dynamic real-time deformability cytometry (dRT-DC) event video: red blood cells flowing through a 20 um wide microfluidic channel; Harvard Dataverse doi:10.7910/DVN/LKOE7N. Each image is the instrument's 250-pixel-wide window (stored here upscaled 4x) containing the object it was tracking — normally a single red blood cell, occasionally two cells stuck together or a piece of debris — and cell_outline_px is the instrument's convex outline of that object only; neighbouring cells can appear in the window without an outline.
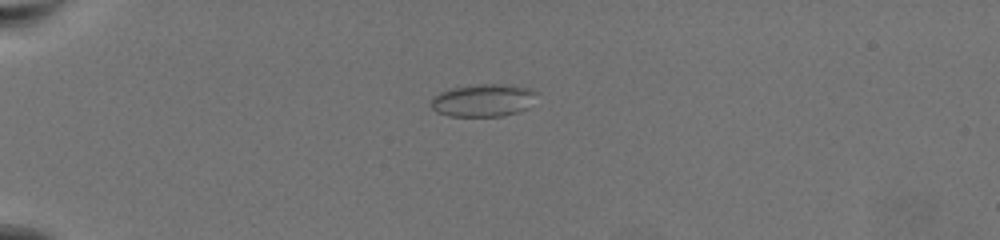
{"species": "common noctule bat (a hibernating species)", "species_latin": "Nyctalus noctula", "temperature_condition": "warm", "stored_images_in_passage": 7, "camera_frame_rate_fps": 3000, "um_per_image_px": 0.085, "animal": {"sex": "female", "body_mass_g": 19.5, "forearm_length_mm": 54.1}, "frame": {"image": 1, "passage_image": 1, "time_ms": 0.0, "image_size_px": [1000, 240], "cell_outline_px": [[536, 92], [528, 108], [520, 112], [504, 116], [448, 116], [436, 112], [432, 108], [432, 100], [440, 92], [452, 88], [480, 84], [512, 84], [528, 88]], "centroid_in_image_um": [41.09, 8.53], "position_along_channel_um": 43.9, "area_um2": 20.0}}